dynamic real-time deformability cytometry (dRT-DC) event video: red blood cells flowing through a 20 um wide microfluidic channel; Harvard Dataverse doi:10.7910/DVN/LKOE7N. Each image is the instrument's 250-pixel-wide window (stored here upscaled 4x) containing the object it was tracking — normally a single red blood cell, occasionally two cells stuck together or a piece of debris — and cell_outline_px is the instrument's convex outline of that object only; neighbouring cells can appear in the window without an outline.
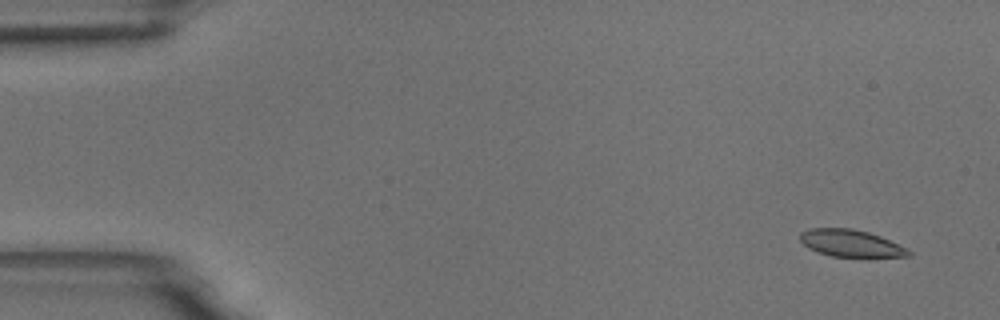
{"species": "common noctule bat (a hibernating species)", "species_latin": "Nyctalus noctula", "temperature_condition": "room temperature", "stored_images_in_passage": 5, "camera_frame_rate_fps": 3000, "um_per_image_px": 0.085, "animal": {"sex": "male", "body_mass_g": 18.8}, "frame": {"image": 1, "passage_image": 1, "time_ms": 0.0, "image_size_px": [1000, 320], "cell_outline_px": [[912, 256], [868, 260], [860, 260], [832, 256], [808, 248], [800, 240], [800, 232], [808, 228], [852, 228], [868, 232], [880, 236], [912, 252]], "centroid_in_image_um": [72.37, 20.74], "position_along_channel_um": 12.6, "area_um2": 17.98}}
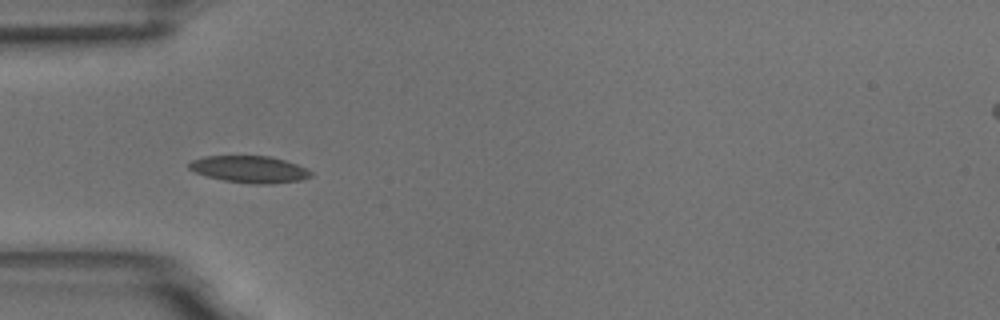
{"frame": {"image": 2, "passage_image": 5, "time_ms": 4.667, "image_size_px": [1000, 320], "cell_outline_px": [[312, 176], [300, 180], [272, 184], [252, 184], [224, 180], [208, 176], [196, 172], [188, 168], [184, 164], [192, 160], [204, 156], [268, 156], [284, 160], [296, 164], [312, 172]], "centroid_in_image_um": [21.17, 14.39], "position_along_channel_um": 63.8, "area_um2": 19.02}}